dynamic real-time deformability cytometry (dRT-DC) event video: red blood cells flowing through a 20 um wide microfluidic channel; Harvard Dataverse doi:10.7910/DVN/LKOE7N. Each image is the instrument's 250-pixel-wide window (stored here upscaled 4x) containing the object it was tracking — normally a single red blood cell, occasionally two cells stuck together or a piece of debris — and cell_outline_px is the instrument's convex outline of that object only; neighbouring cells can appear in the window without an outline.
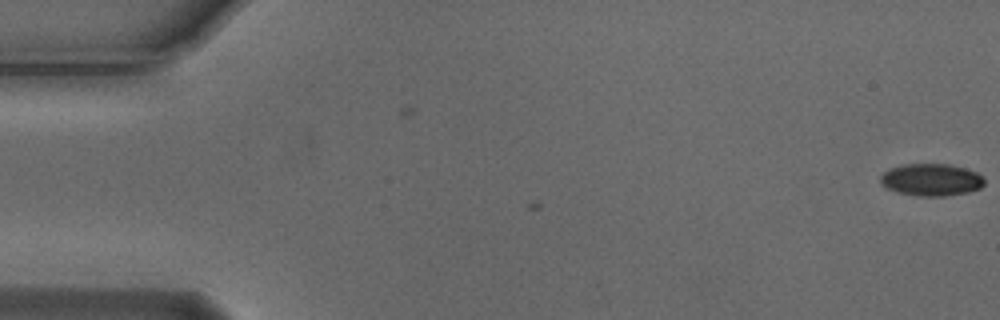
{"species": "Egyptian fruit bat (a non-hibernating species)", "species_latin": "Rousettus aegyptiacus", "temperature_condition": "cold", "stored_images_in_passage": 2, "camera_frame_rate_fps": 3000, "um_per_image_px": 0.085, "animal": {"sex": "male"}, "frame": {"image": 1, "passage_image": 2, "time_ms": 0.333, "image_size_px": [1000, 320], "cell_outline_px": [[984, 184], [980, 188], [968, 192], [944, 196], [920, 196], [896, 192], [884, 188], [880, 184], [880, 176], [884, 172], [892, 168], [904, 164], [948, 164], [964, 168], [976, 172], [984, 180]], "centroid_in_image_um": [79.12, 15.29], "position_along_channel_um": 5.9, "area_um2": 19.48}}